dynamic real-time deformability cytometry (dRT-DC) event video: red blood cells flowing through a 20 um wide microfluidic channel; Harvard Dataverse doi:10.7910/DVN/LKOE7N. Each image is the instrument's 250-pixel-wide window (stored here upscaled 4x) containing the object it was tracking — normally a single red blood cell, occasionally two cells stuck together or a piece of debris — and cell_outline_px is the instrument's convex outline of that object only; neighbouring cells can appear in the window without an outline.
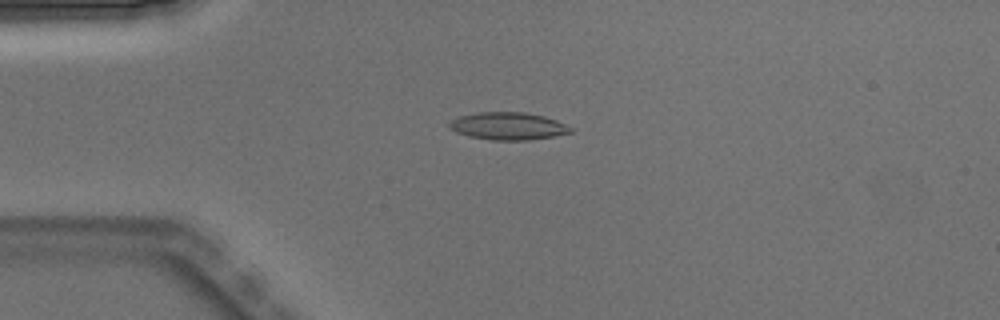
{"species": "Egyptian fruit bat (a non-hibernating species)", "species_latin": "Rousettus aegyptiacus", "temperature_condition": "warm", "stored_images_in_passage": 4, "camera_frame_rate_fps": 3000, "um_per_image_px": 0.085, "animal": {"sex": "male"}, "frame": {"image": 1, "passage_image": 2, "time_ms": 0.333, "image_size_px": [1000, 320], "cell_outline_px": [[572, 132], [552, 136], [528, 140], [492, 140], [468, 136], [456, 132], [448, 124], [452, 120], [460, 116], [480, 112], [524, 112], [544, 116], [556, 120], [572, 128]], "centroid_in_image_um": [43.19, 10.71], "position_along_channel_um": 41.8, "area_um2": 19.19}}